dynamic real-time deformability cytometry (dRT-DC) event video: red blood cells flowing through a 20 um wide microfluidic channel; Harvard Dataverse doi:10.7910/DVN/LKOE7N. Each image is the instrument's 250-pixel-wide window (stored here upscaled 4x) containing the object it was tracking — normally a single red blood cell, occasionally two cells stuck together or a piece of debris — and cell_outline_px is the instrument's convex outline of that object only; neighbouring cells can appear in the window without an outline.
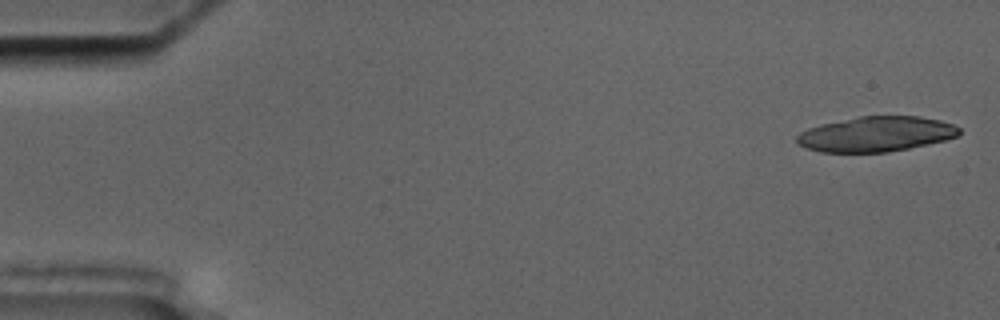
{"species": "common noctule bat (a hibernating species)", "species_latin": "Nyctalus noctula", "temperature_condition": "cold", "stored_images_in_passage": 6, "camera_frame_rate_fps": 3000, "um_per_image_px": 0.085, "animal": {"sex": "male", "body_mass_g": 17.5, "forearm_length_mm": 52.3}, "frame": {"image": 1, "passage_image": 1, "time_ms": 0.0, "image_size_px": [1000, 320], "cell_outline_px": [[960, 136], [928, 144], [888, 152], [820, 152], [796, 144], [796, 136], [800, 132], [808, 128], [820, 124], [860, 116], [920, 116], [940, 120], [952, 124], [960, 128]], "centroid_in_image_um": [74.46, 11.39], "position_along_channel_um": 10.5, "area_um2": 33.29}}
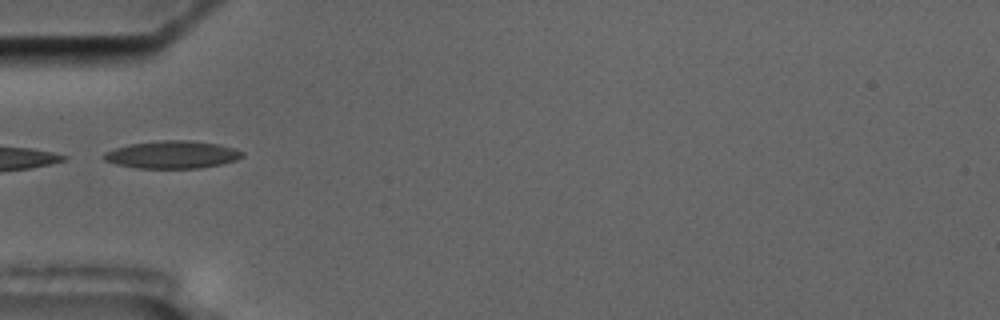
{"frame": {"image": 2, "passage_image": 6, "time_ms": 5.667, "image_size_px": [1000, 320], "cell_outline_px": [[244, 156], [236, 160], [220, 164], [200, 168], [136, 168], [116, 164], [104, 160], [100, 156], [104, 152], [128, 144], [160, 140], [192, 140], [220, 144], [244, 152]], "centroid_in_image_um": [14.62, 13.14], "position_along_channel_um": 70.4, "area_um2": 22.43}}